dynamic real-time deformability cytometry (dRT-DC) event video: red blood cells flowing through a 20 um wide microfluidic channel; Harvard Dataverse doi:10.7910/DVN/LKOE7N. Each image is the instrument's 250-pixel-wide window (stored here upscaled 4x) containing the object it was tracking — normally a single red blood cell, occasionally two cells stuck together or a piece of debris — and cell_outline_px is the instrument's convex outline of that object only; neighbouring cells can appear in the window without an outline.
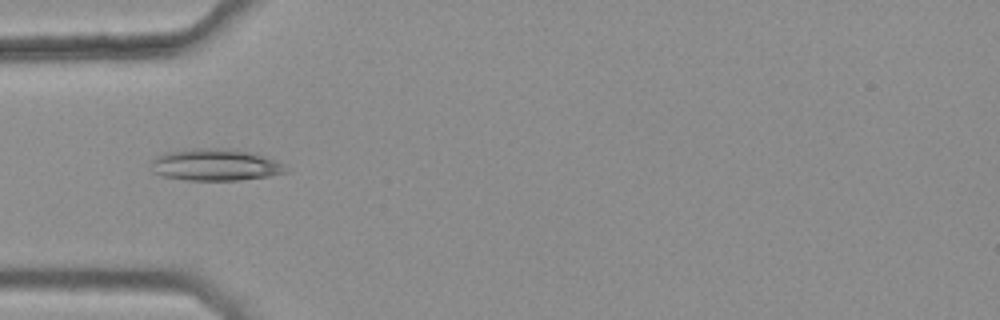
{"species": "common noctule bat (a hibernating species)", "species_latin": "Nyctalus noctula", "temperature_condition": "warm", "stored_images_in_passage": 8, "camera_frame_rate_fps": 3000, "um_per_image_px": 0.085, "animal": {"sex": "female", "body_mass_g": 25.1}, "frame": {"image": 1, "passage_image": 5, "time_ms": 1.333, "image_size_px": [1000, 320], "cell_outline_px": [[288, 172], [268, 176], [240, 180], [184, 180], [164, 176], [152, 172], [152, 160], [156, 156], [164, 152], [192, 148], [232, 148], [256, 152], [284, 164], [288, 168]], "centroid_in_image_um": [18.33, 13.99], "position_along_channel_um": 66.7, "area_um2": 25.43}}
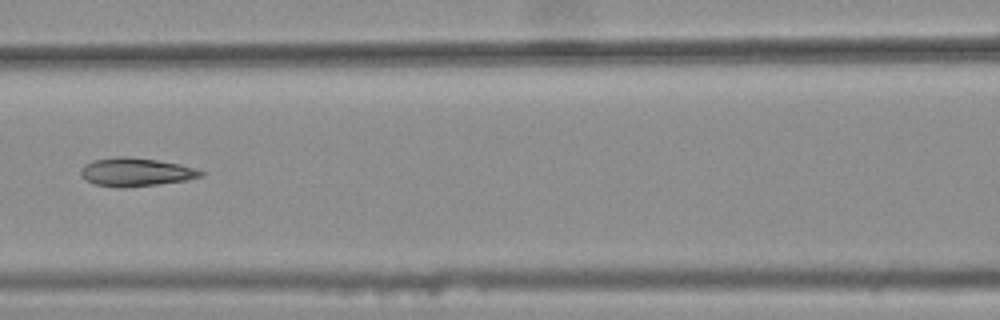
{"frame": {"image": 2, "passage_image": 7, "time_ms": 2.0, "image_size_px": [1000, 320], "cell_outline_px": [[204, 176], [188, 180], [124, 188], [120, 188], [92, 184], [80, 172], [84, 164], [92, 160], [116, 156], [124, 156], [156, 160], [180, 164], [196, 168], [204, 172]], "centroid_in_image_um": [11.56, 14.62], "position_along_channel_um": 155.0, "area_um2": 19.88}}
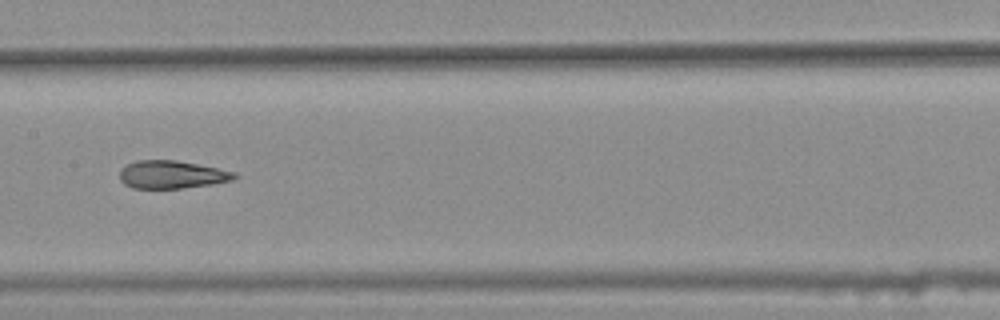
{"frame": {"image": 3, "passage_image": 8, "time_ms": 2.333, "image_size_px": [1000, 320], "cell_outline_px": [[240, 176], [232, 180], [212, 184], [180, 188], [132, 188], [124, 184], [120, 180], [120, 168], [136, 160], [176, 160], [236, 172]], "centroid_in_image_um": [14.59, 14.84], "position_along_channel_um": 192.8, "area_um2": 18.61}}